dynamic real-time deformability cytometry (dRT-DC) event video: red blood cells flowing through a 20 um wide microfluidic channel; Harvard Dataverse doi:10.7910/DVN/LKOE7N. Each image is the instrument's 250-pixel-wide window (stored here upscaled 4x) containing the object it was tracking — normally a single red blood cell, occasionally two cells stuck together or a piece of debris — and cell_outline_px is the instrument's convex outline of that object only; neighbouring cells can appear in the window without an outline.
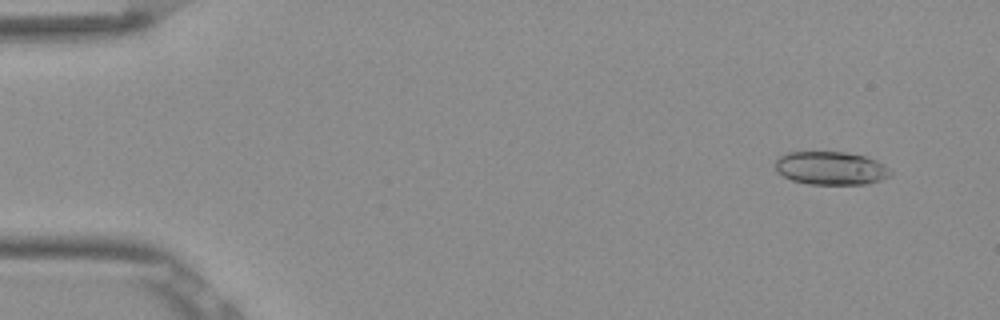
{"species": "Egyptian fruit bat (a non-hibernating species)", "species_latin": "Rousettus aegyptiacus", "temperature_condition": "room temperature", "stored_images_in_passage": 52, "camera_frame_rate_fps": 3000, "um_per_image_px": 0.085, "frame": {"image": 1, "passage_image": 4, "time_ms": 1.0, "image_size_px": [1000, 320], "cell_outline_px": [[892, 176], [880, 180], [864, 184], [808, 184], [792, 180], [784, 176], [776, 168], [776, 160], [780, 156], [788, 152], [844, 152], [864, 156], [876, 160], [892, 168]], "centroid_in_image_um": [70.68, 14.29], "position_along_channel_um": 14.3, "area_um2": 22.31}}
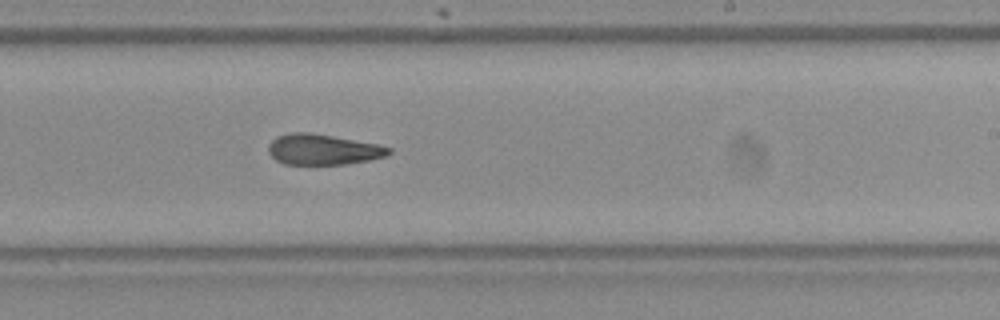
{"frame": {"image": 2, "passage_image": 32, "time_ms": 10.333, "image_size_px": [1000, 320], "cell_outline_px": [[392, 152], [388, 156], [368, 160], [344, 164], [284, 164], [276, 160], [268, 152], [268, 144], [276, 136], [292, 132], [312, 132], [376, 144], [392, 148]], "centroid_in_image_um": [27.44, 12.7], "position_along_channel_um": 261.6, "area_um2": 21.5}}
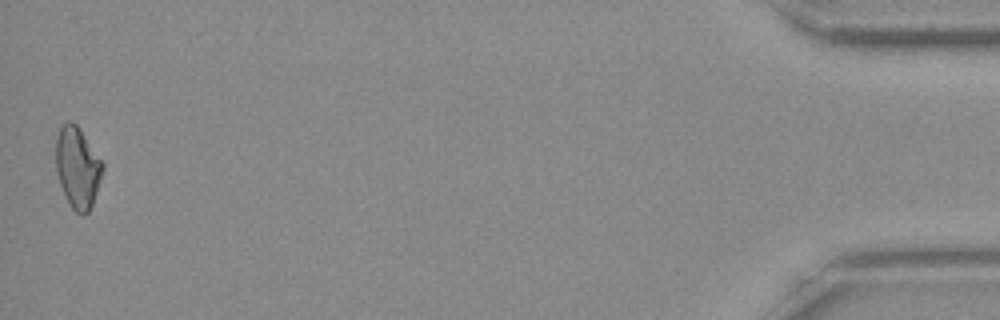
{"frame": {"image": 3, "passage_image": 52, "time_ms": 17.0, "image_size_px": [1000, 320], "cell_outline_px": [[104, 168], [92, 204], [88, 212], [84, 216], [76, 212], [72, 208], [60, 184], [56, 172], [56, 136], [60, 128], [68, 120], [76, 124], [104, 164]], "centroid_in_image_um": [6.58, 14.24], "position_along_channel_um": 428.6, "area_um2": 21.73}, "authors_computed_cell_mechanics": {"area_um2": 22.3397, "velocity_mm_per_s": 3.8722, "shape_relaxation_time_tau1_ms": 7.0032, "shape_relaxation_time_tau2_ms": 3.9079, "deformation_change_tau1": 0.152, "deformation_change_tau2": 0.1055}}